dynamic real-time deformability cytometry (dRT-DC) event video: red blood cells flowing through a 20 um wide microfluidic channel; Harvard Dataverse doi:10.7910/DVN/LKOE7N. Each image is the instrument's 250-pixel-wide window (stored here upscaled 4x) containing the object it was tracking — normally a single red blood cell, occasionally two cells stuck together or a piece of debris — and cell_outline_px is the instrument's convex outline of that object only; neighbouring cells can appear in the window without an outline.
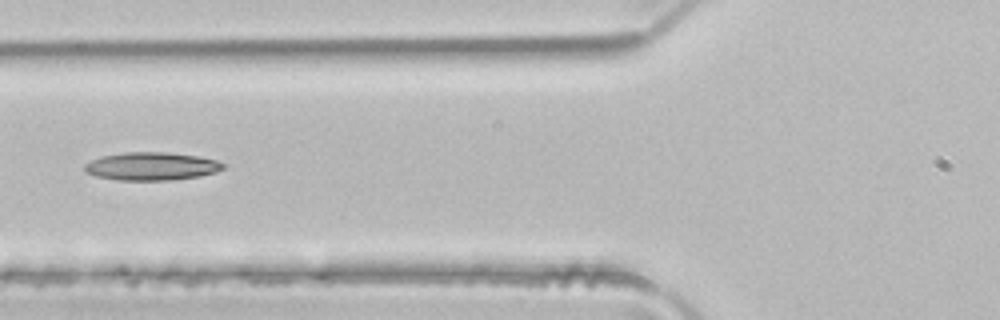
{"species": "common noctule bat (a hibernating species)", "species_latin": "Nyctalus noctula", "temperature_condition": "room temperature", "stored_images_in_passage": 2, "camera_frame_rate_fps": 3000, "um_per_image_px": 0.085, "animal": {"sex": "male", "body_mass_g": 21.5, "forearm_length_mm": 52.0}, "frame": {"image": 1, "passage_image": 2, "time_ms": 0.333, "image_size_px": [1000, 320], "cell_outline_px": [[224, 168], [216, 172], [200, 176], [172, 180], [116, 180], [96, 176], [88, 172], [84, 168], [84, 164], [100, 156], [124, 152], [164, 152], [200, 156], [216, 160], [224, 164]], "centroid_in_image_um": [12.89, 14.13], "position_along_channel_um": 112.9, "area_um2": 22.66}}